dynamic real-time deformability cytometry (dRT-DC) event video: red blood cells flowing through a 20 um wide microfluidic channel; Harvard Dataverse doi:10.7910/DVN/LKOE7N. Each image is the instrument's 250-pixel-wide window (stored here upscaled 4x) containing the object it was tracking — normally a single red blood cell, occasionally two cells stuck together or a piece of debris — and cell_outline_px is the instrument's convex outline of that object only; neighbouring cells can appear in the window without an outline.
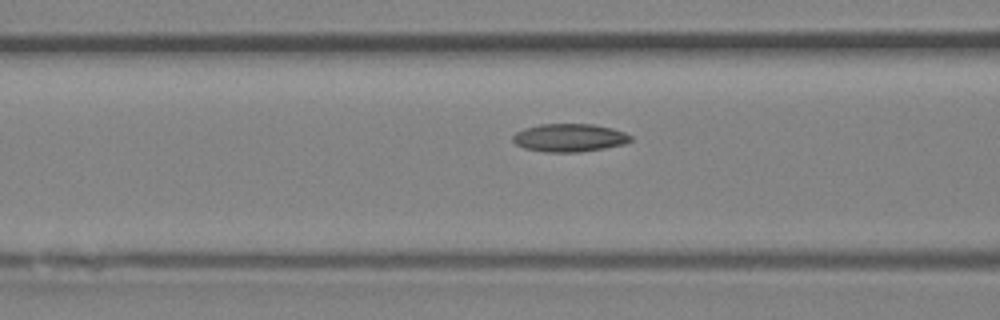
{"species": "Egyptian fruit bat (a non-hibernating species)", "species_latin": "Rousettus aegyptiacus", "temperature_condition": "room temperature", "stored_images_in_passage": 7, "camera_frame_rate_fps": 3000, "um_per_image_px": 0.085, "animal": {"sex": "female"}, "frame": {"image": 1, "passage_image": 5, "time_ms": 1.333, "image_size_px": [1000, 320], "cell_outline_px": [[632, 140], [624, 144], [604, 148], [580, 152], [544, 152], [524, 148], [516, 144], [512, 140], [512, 136], [516, 132], [524, 128], [540, 124], [592, 124], [612, 128], [624, 132], [632, 136]], "centroid_in_image_um": [48.39, 11.71], "position_along_channel_um": 118.2, "area_um2": 19.31}}